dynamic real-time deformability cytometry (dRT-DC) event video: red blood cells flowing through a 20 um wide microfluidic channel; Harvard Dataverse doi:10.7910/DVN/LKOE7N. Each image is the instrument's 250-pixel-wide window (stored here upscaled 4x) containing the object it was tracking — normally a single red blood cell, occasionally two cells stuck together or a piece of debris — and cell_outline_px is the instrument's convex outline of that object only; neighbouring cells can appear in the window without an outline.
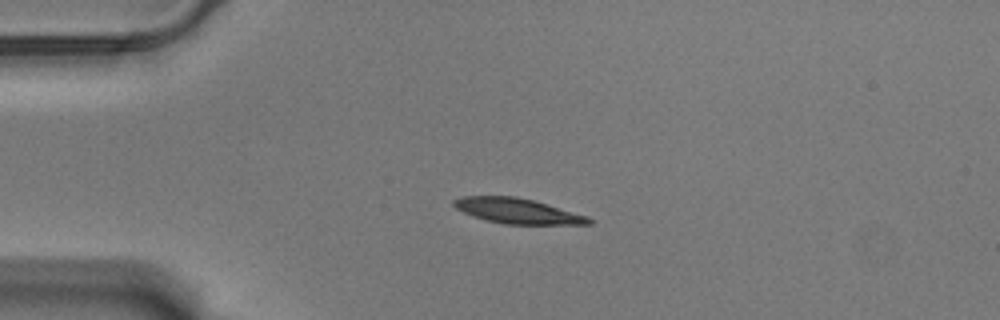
{"species": "Egyptian fruit bat (a non-hibernating species)", "species_latin": "Rousettus aegyptiacus", "temperature_condition": "warm", "stored_images_in_passage": 45, "camera_frame_rate_fps": 3000, "um_per_image_px": 0.085, "animal": {"sex": "male"}, "frame": {"image": 1, "passage_image": 1, "time_ms": 0.0, "image_size_px": [1000, 320], "cell_outline_px": [[592, 224], [504, 224], [472, 216], [456, 208], [452, 204], [452, 200], [460, 196], [516, 196], [532, 200], [588, 216], [592, 220]], "centroid_in_image_um": [43.95, 17.92], "position_along_channel_um": 41.1, "area_um2": 19.65}}
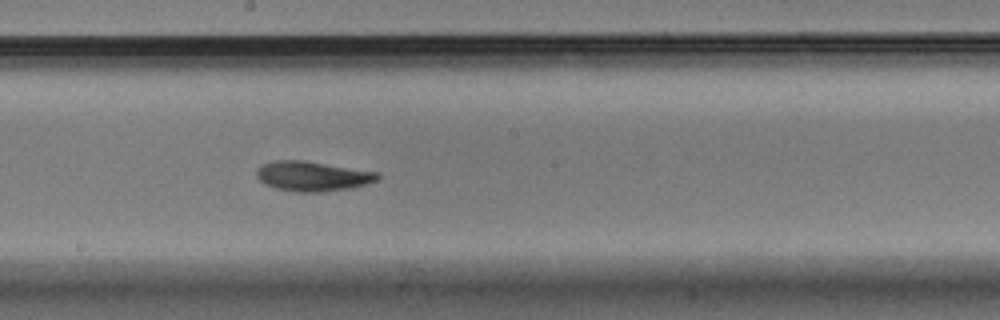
{"frame": {"image": 2, "passage_image": 19, "time_ms": 6.0, "image_size_px": [1000, 320], "cell_outline_px": [[380, 176], [376, 180], [352, 188], [324, 192], [296, 192], [276, 188], [264, 184], [256, 176], [256, 168], [260, 164], [272, 160], [304, 160], [380, 172]], "centroid_in_image_um": [26.53, 14.96], "position_along_channel_um": 221.7, "area_um2": 21.33}}
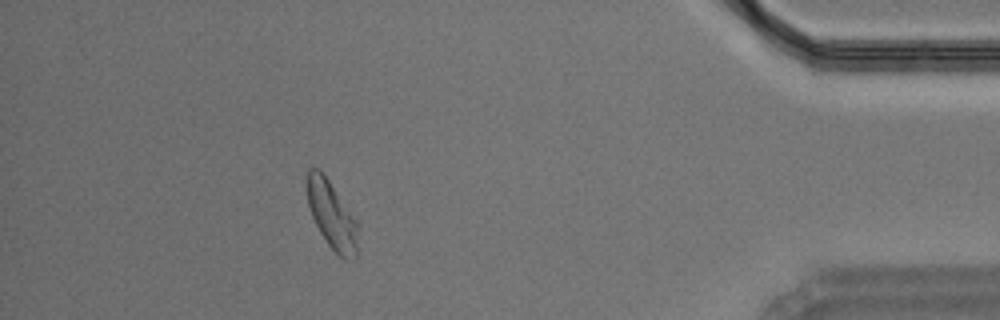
{"frame": {"image": 3, "passage_image": 39, "time_ms": 12.667, "image_size_px": [1000, 320], "cell_outline_px": [[360, 224], [356, 256], [352, 260], [340, 256], [328, 244], [320, 232], [312, 216], [308, 204], [308, 168], [320, 168], [324, 172]], "centroid_in_image_um": [28.25, 18.27], "position_along_channel_um": 406.9, "area_um2": 20.23}, "authors_computed_cell_mechanics": {"area_um2": 20.6924, "velocity_mm_per_s": 3.4917, "shape_relaxation_time_tau1_ms": 2.9041, "shape_relaxation_time_tau2_ms": 2.7756, "deformation_change_tau1": 0.1346, "deformation_change_tau2": 0.0761}}